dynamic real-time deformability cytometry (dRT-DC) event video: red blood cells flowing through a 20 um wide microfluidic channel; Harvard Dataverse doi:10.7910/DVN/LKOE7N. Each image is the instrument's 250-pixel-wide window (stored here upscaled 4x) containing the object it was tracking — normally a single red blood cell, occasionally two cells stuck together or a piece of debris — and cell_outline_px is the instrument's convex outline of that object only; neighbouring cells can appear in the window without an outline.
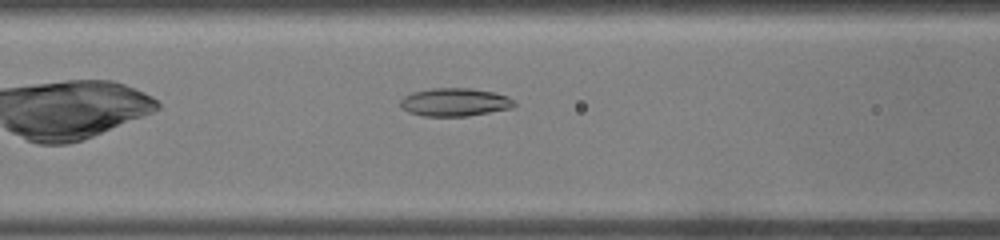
{"species": "common noctule bat (a hibernating species)", "species_latin": "Nyctalus noctula", "temperature_condition": "warm", "stored_images_in_passage": 26, "camera_frame_rate_fps": 3000, "um_per_image_px": 0.085, "animal": {"sex": "male", "body_mass_g": 19.0, "forearm_length_mm": 50.8}, "frame": {"image": 1, "passage_image": 5, "time_ms": 1.333, "image_size_px": [1000, 240], "cell_outline_px": [[516, 104], [512, 108], [468, 116], [424, 116], [408, 112], [400, 104], [400, 100], [404, 96], [412, 92], [432, 88], [472, 88], [496, 92], [508, 96]], "centroid_in_image_um": [38.67, 8.67], "position_along_channel_um": 127.9, "area_um2": 18.73}}
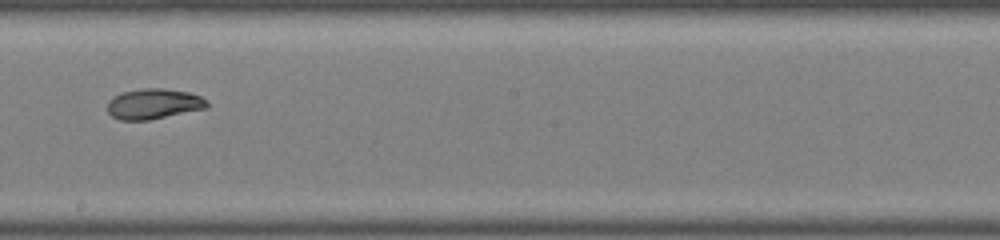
{"frame": {"image": 2, "passage_image": 11, "time_ms": 3.333, "image_size_px": [1000, 240], "cell_outline_px": [[208, 108], [148, 120], [120, 120], [112, 116], [108, 112], [108, 100], [112, 96], [124, 92], [144, 88], [164, 88], [188, 92], [200, 96], [208, 100]], "centroid_in_image_um": [13.07, 8.83], "position_along_channel_um": 235.1, "area_um2": 17.69}}
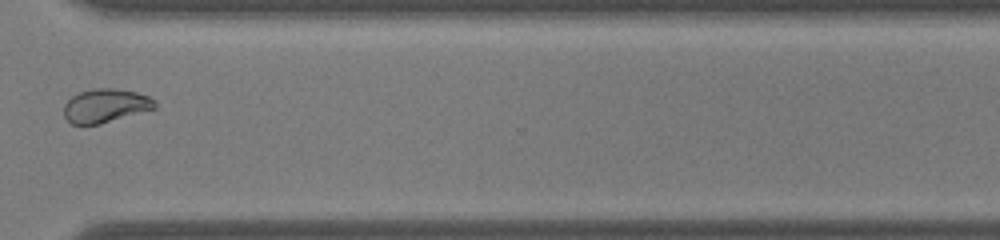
{"frame": {"image": 3, "passage_image": 18, "time_ms": 5.667, "image_size_px": [1000, 240], "cell_outline_px": [[156, 108], [100, 124], [72, 124], [64, 116], [64, 104], [72, 96], [80, 92], [92, 88], [116, 88], [136, 92], [148, 96], [156, 100]], "centroid_in_image_um": [8.97, 8.97], "position_along_channel_um": 361.6, "area_um2": 17.86}}